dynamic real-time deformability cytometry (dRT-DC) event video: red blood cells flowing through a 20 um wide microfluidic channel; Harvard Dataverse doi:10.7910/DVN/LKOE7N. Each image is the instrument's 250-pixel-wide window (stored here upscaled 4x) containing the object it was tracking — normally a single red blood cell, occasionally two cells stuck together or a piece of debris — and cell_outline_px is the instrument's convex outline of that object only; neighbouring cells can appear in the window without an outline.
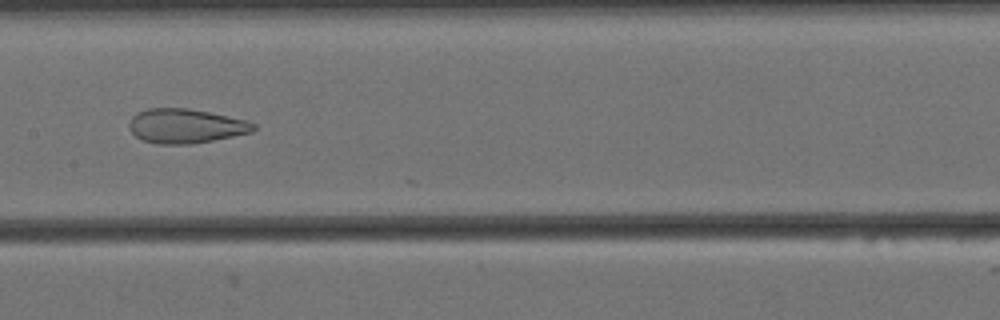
{"species": "Egyptian fruit bat (a non-hibernating species)", "species_latin": "Rousettus aegyptiacus", "temperature_condition": "cold", "stored_images_in_passage": 57, "camera_frame_rate_fps": 3000, "um_per_image_px": 0.085, "animal": {"sex": "female"}, "frame": {"image": 1, "passage_image": 27, "time_ms": 8.667, "image_size_px": [1000, 320], "cell_outline_px": [[256, 128], [252, 132], [212, 140], [188, 144], [156, 144], [144, 140], [136, 136], [128, 128], [128, 124], [132, 116], [148, 108], [188, 108], [248, 120], [256, 124]], "centroid_in_image_um": [15.78, 10.7], "position_along_channel_um": 191.6, "area_um2": 24.8}}
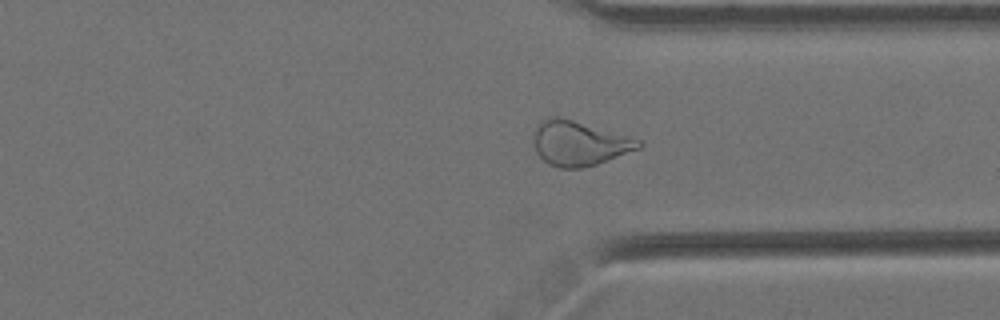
{"frame": {"image": 2, "passage_image": 42, "time_ms": 13.667, "image_size_px": [1000, 320], "cell_outline_px": [[644, 144], [640, 148], [596, 164], [580, 168], [560, 168], [548, 164], [536, 152], [532, 140], [532, 132], [536, 124], [540, 120], [552, 116], [556, 116], [572, 120], [644, 140]], "centroid_in_image_um": [49.19, 12.17], "position_along_channel_um": 362.2, "area_um2": 27.51}}
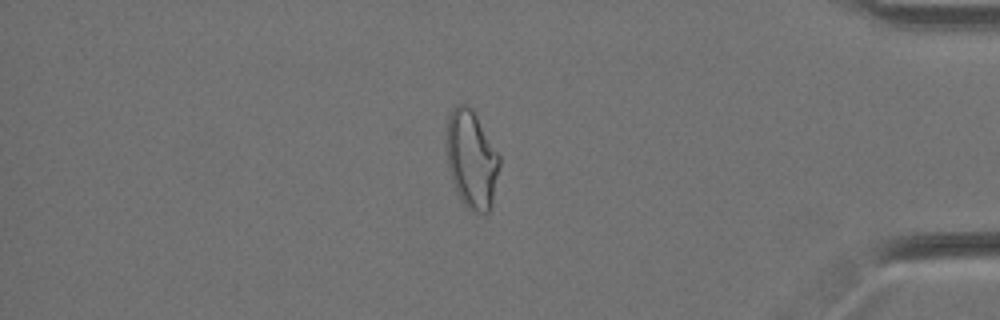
{"frame": {"image": 3, "passage_image": 48, "time_ms": 15.667, "image_size_px": [1000, 320], "cell_outline_px": [[500, 164], [492, 200], [488, 212], [476, 212], [468, 208], [460, 200], [456, 192], [448, 168], [444, 152], [448, 112], [456, 104], [468, 104], [472, 108], [500, 156]], "centroid_in_image_um": [40.03, 13.48], "position_along_channel_um": 395.2, "area_um2": 30.63}}